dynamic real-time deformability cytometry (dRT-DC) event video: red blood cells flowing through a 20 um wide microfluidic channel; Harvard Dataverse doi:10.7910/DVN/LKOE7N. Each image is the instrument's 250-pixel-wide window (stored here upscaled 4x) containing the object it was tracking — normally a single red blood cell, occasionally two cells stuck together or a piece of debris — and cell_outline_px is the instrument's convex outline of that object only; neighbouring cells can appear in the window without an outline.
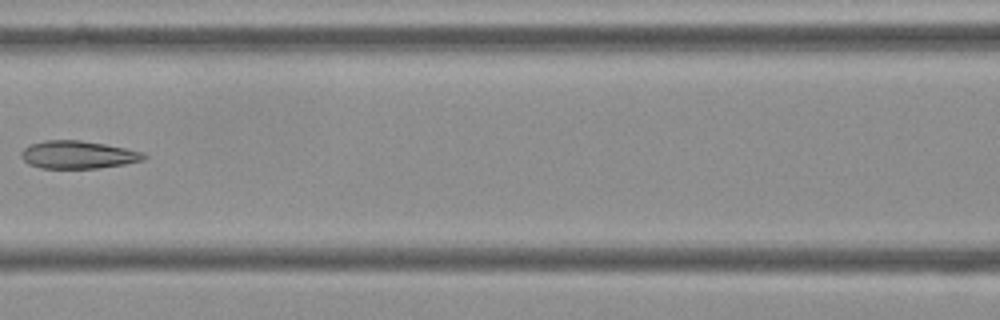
{"species": "Egyptian fruit bat (a non-hibernating species)", "species_latin": "Rousettus aegyptiacus", "temperature_condition": "cold", "stored_images_in_passage": 8, "camera_frame_rate_fps": 3000, "um_per_image_px": 0.085, "frame": {"image": 1, "passage_image": 7, "time_ms": 2.0, "image_size_px": [1000, 320], "cell_outline_px": [[148, 156], [144, 160], [124, 164], [96, 168], [40, 168], [28, 164], [20, 156], [20, 152], [24, 148], [32, 144], [44, 140], [80, 140], [104, 144], [144, 152]], "centroid_in_image_um": [6.62, 13.15], "position_along_channel_um": 160.0, "area_um2": 19.83}}
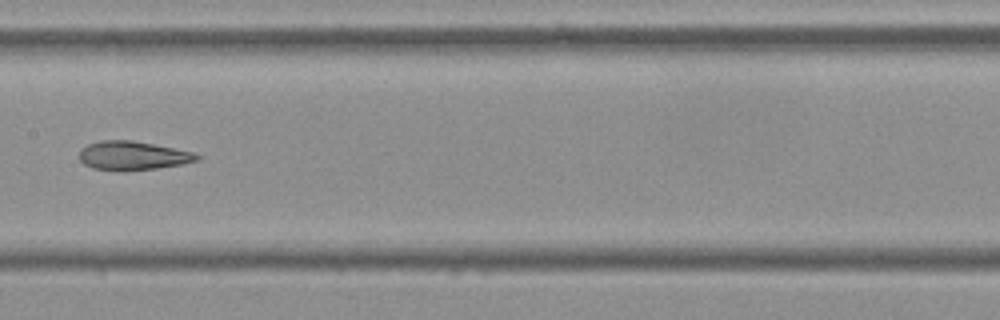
{"frame": {"image": 2, "passage_image": 8, "time_ms": 2.333, "image_size_px": [1000, 320], "cell_outline_px": [[200, 160], [180, 164], [156, 168], [116, 172], [92, 168], [84, 164], [80, 160], [80, 148], [88, 144], [100, 140], [132, 140], [192, 152], [200, 156]], "centroid_in_image_um": [11.22, 13.24], "position_along_channel_um": 196.2, "area_um2": 19.77}}